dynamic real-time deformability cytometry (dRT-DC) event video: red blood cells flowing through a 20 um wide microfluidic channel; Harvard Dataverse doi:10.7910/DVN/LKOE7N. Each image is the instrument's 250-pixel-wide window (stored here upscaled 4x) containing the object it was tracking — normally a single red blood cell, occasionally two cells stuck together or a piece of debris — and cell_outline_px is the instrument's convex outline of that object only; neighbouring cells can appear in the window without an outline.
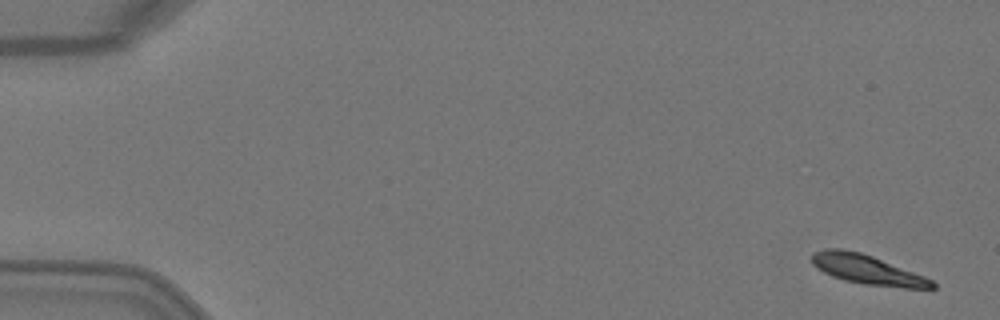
{"species": "Egyptian fruit bat (a non-hibernating species)", "species_latin": "Rousettus aegyptiacus", "temperature_condition": "warm", "stored_images_in_passage": 4, "camera_frame_rate_fps": 3000, "um_per_image_px": 0.085, "animal": {"sex": "female"}, "frame": {"image": 1, "passage_image": 1, "time_ms": 0.0, "image_size_px": [1000, 320], "cell_outline_px": [[936, 288], [904, 288], [864, 284], [844, 280], [832, 276], [816, 268], [812, 264], [812, 252], [828, 248], [840, 248], [860, 252], [872, 256], [924, 276], [932, 280], [936, 284]], "centroid_in_image_um": [73.69, 22.91], "position_along_channel_um": 11.3, "area_um2": 20.52}}
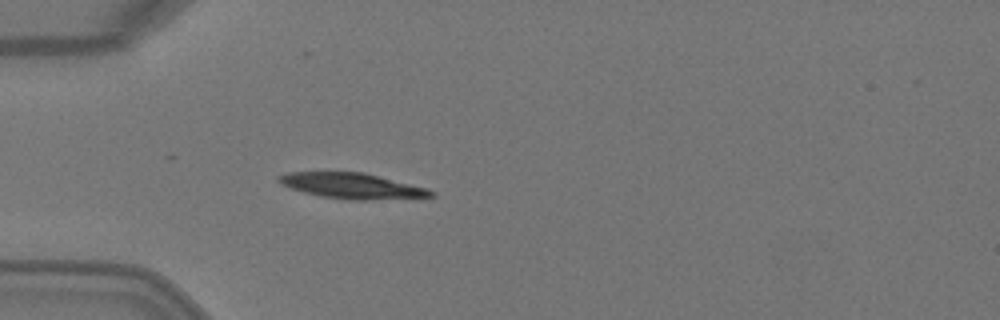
{"frame": {"image": 2, "passage_image": 4, "time_ms": 1.0, "image_size_px": [1000, 320], "cell_outline_px": [[436, 196], [368, 200], [348, 200], [320, 196], [304, 192], [292, 188], [276, 180], [276, 176], [288, 172], [364, 172], [428, 188], [436, 192]], "centroid_in_image_um": [29.95, 15.79], "position_along_channel_um": 55.1, "area_um2": 22.66}}